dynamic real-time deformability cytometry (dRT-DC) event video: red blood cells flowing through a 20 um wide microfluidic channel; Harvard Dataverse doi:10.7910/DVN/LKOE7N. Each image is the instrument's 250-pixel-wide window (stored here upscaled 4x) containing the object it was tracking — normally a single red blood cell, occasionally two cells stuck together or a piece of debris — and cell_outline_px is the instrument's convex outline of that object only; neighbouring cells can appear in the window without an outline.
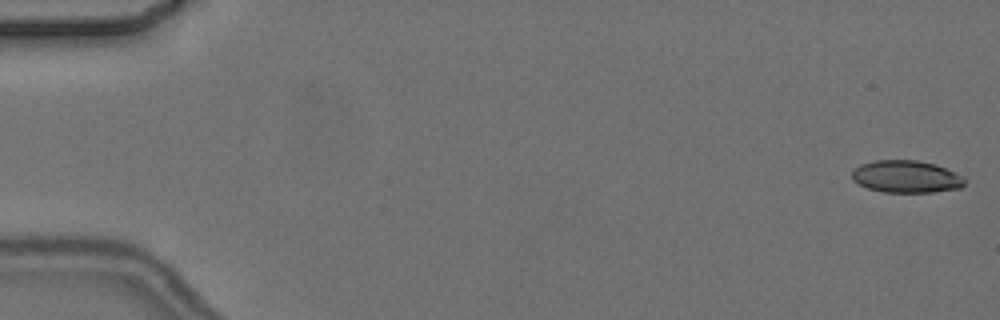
{"species": "common noctule bat (a hibernating species)", "species_latin": "Nyctalus noctula", "temperature_condition": "cold", "stored_images_in_passage": 6, "camera_frame_rate_fps": 3000, "um_per_image_px": 0.085, "animal": {"sex": "female", "body_mass_g": 24.6, "forearm_length_mm": 56.2}, "frame": {"image": 1, "passage_image": 1, "time_ms": 0.0, "image_size_px": [1000, 320], "cell_outline_px": [[964, 184], [960, 188], [932, 192], [884, 192], [868, 188], [852, 180], [852, 172], [860, 164], [876, 160], [916, 160], [936, 164], [960, 176], [964, 180]], "centroid_in_image_um": [76.99, 15.01], "position_along_channel_um": 8.0, "area_um2": 20.92}}
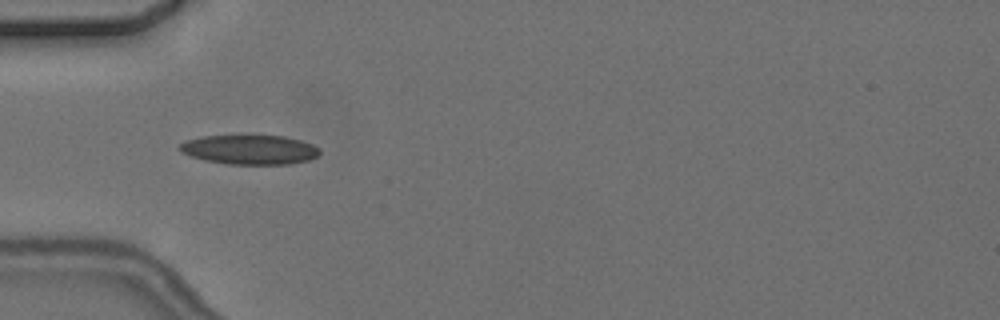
{"frame": {"image": 2, "passage_image": 5, "time_ms": 5.667, "image_size_px": [1000, 320], "cell_outline_px": [[320, 152], [316, 156], [308, 160], [288, 164], [224, 164], [204, 160], [180, 152], [176, 148], [184, 140], [204, 136], [244, 132], [284, 136], [300, 140], [312, 144], [320, 148]], "centroid_in_image_um": [21.16, 12.66], "position_along_channel_um": 63.8, "area_um2": 25.2}}
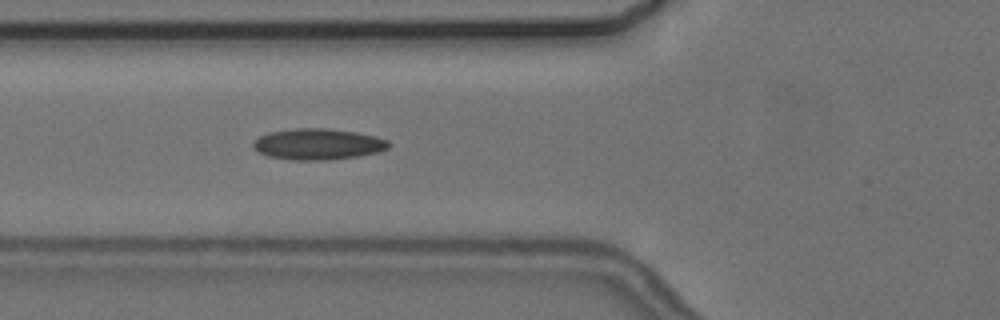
{"frame": {"image": 3, "passage_image": 6, "time_ms": 6.667, "image_size_px": [1000, 320], "cell_outline_px": [[392, 144], [388, 148], [380, 152], [360, 156], [328, 160], [292, 160], [268, 156], [260, 152], [252, 144], [260, 136], [268, 132], [292, 128], [328, 128], [356, 132], [376, 136], [388, 140]], "centroid_in_image_um": [27.08, 12.25], "position_along_channel_um": 98.7, "area_um2": 24.74}}